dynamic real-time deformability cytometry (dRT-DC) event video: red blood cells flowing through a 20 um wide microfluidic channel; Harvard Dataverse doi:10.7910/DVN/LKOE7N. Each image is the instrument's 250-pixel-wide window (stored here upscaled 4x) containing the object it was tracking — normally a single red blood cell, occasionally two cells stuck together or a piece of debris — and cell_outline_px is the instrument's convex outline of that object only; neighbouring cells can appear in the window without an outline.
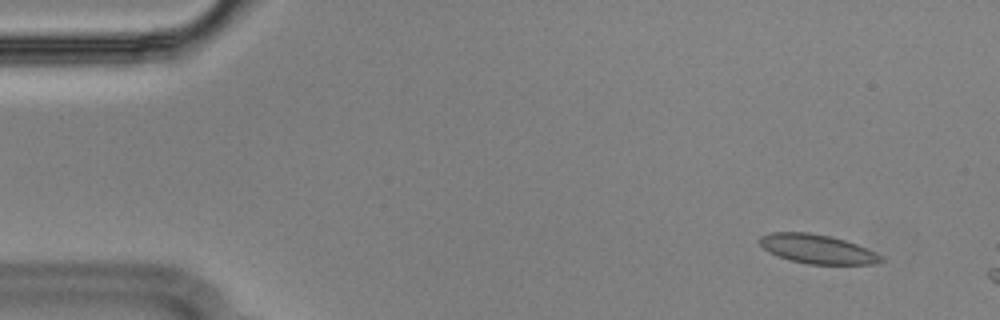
{"species": "Egyptian fruit bat (a non-hibernating species)", "species_latin": "Rousettus aegyptiacus", "temperature_condition": "cold", "stored_images_in_passage": 11, "camera_frame_rate_fps": 3000, "um_per_image_px": 0.085, "animal": {"sex": "male"}, "frame": {"image": 1, "passage_image": 4, "time_ms": 1.0, "image_size_px": [1000, 320], "cell_outline_px": [[884, 260], [872, 264], [808, 264], [792, 260], [780, 256], [764, 248], [756, 240], [760, 236], [772, 232], [808, 232], [832, 236], [856, 244], [876, 252]], "centroid_in_image_um": [69.46, 21.15], "position_along_channel_um": 15.5, "area_um2": 20.35}}